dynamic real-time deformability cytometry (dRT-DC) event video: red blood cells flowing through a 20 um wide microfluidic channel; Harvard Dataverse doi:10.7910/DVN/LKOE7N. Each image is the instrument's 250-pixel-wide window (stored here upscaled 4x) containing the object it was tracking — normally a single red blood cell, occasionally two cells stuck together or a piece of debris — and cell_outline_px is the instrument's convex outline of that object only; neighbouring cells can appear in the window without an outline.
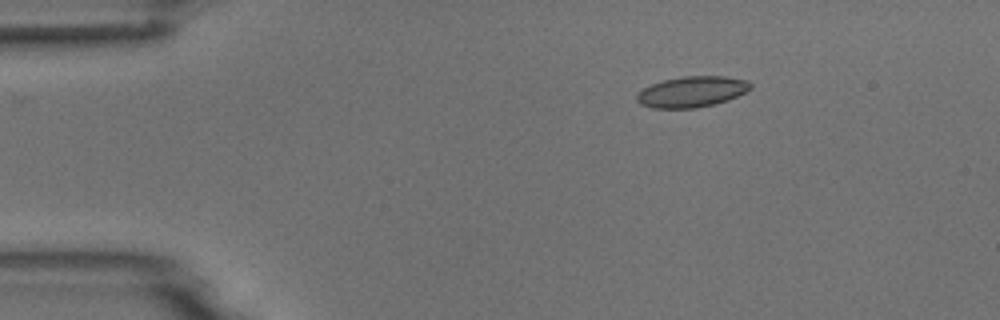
{"species": "common noctule bat (a hibernating species)", "species_latin": "Nyctalus noctula", "temperature_condition": "room temperature", "stored_images_in_passage": 5, "camera_frame_rate_fps": 3000, "um_per_image_px": 0.085, "animal": {"sex": "male", "body_mass_g": 18.8}, "frame": {"image": 1, "passage_image": 3, "time_ms": 2.333, "image_size_px": [1000, 320], "cell_outline_px": [[752, 88], [728, 100], [716, 104], [696, 108], [652, 108], [640, 104], [636, 100], [636, 92], [652, 84], [664, 80], [684, 76], [724, 76], [748, 80], [752, 84]], "centroid_in_image_um": [58.8, 7.8], "position_along_channel_um": 26.2, "area_um2": 20.52}}